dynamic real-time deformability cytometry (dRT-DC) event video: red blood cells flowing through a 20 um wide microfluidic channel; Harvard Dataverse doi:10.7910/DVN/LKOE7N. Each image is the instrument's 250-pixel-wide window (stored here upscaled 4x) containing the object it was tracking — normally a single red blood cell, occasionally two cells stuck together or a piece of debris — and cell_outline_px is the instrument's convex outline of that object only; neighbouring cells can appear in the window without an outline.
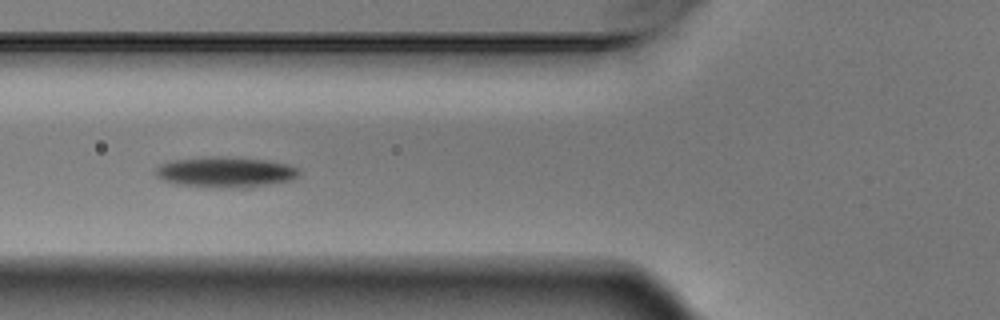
{"species": "Egyptian fruit bat (a non-hibernating species)", "species_latin": "Rousettus aegyptiacus", "temperature_condition": "warm", "stored_images_in_passage": 7, "camera_frame_rate_fps": 3000, "um_per_image_px": 0.085, "animal": {"sex": "male"}, "frame": {"image": 1, "passage_image": 6, "time_ms": 1.667, "image_size_px": [1000, 320], "cell_outline_px": [[300, 176], [288, 180], [244, 188], [172, 184], [156, 176], [152, 172], [160, 164], [172, 160], [212, 156], [228, 156], [268, 160], [288, 164], [300, 168]], "centroid_in_image_um": [19.15, 14.6], "position_along_channel_um": 106.7, "area_um2": 25.61}}
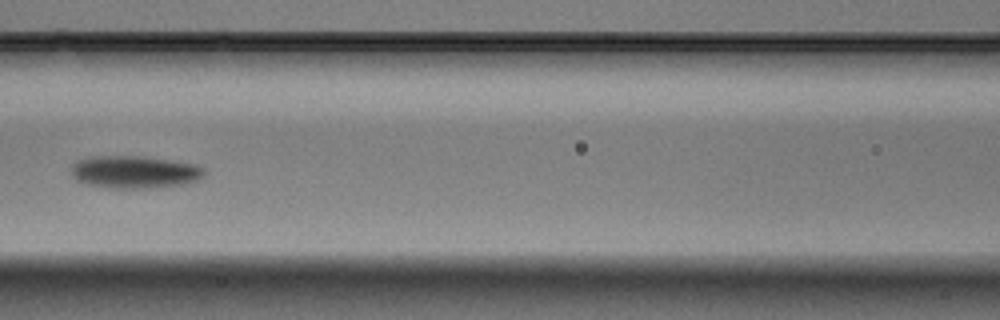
{"frame": {"image": 2, "passage_image": 7, "time_ms": 2.0, "image_size_px": [1000, 320], "cell_outline_px": [[204, 176], [196, 180], [180, 184], [148, 188], [116, 188], [88, 184], [76, 180], [72, 176], [72, 164], [76, 160], [92, 156], [144, 156], [196, 164], [204, 168]], "centroid_in_image_um": [11.41, 14.6], "position_along_channel_um": 155.2, "area_um2": 25.09}}